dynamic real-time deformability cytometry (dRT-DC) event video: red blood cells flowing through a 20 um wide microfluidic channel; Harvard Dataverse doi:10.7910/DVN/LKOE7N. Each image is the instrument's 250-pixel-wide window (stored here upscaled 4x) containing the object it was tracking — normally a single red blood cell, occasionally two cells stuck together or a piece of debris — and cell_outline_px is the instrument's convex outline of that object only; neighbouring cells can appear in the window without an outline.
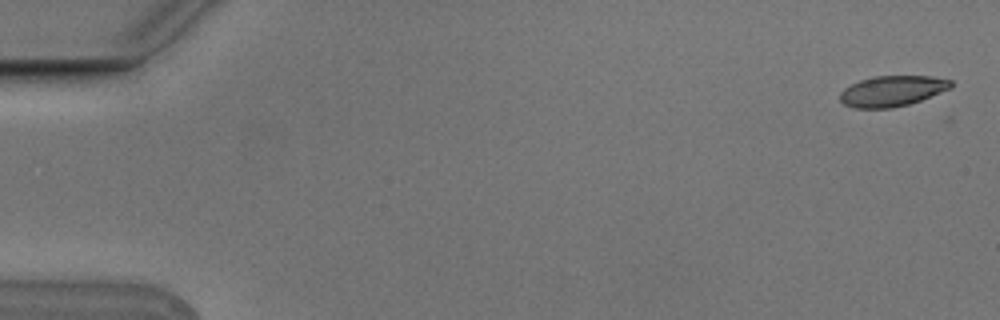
{"species": "Egyptian fruit bat (a non-hibernating species)", "species_latin": "Rousettus aegyptiacus", "temperature_condition": "cold", "stored_images_in_passage": 6, "camera_frame_rate_fps": 3000, "um_per_image_px": 0.085, "animal": {"sex": "male"}, "frame": {"image": 1, "passage_image": 1, "time_ms": 0.0, "image_size_px": [1000, 320], "cell_outline_px": [[952, 88], [920, 100], [908, 104], [892, 108], [852, 108], [844, 104], [840, 100], [840, 92], [844, 88], [860, 80], [876, 76], [932, 76], [952, 80]], "centroid_in_image_um": [75.83, 7.74], "position_along_channel_um": 9.2, "area_um2": 19.77}}